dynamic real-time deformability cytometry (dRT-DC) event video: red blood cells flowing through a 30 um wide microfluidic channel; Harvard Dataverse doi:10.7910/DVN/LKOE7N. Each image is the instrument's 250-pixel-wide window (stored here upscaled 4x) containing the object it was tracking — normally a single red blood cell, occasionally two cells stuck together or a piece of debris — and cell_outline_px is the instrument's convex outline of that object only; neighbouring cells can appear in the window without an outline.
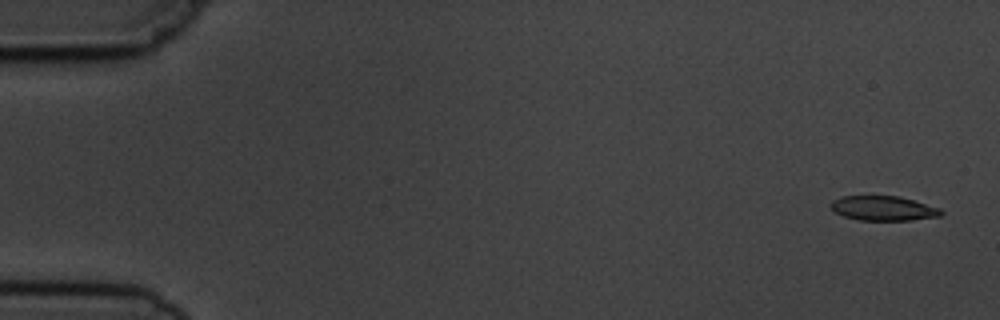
{"species": "common noctule bat (a hibernating species)", "species_latin": "Nyctalus noctula", "temperature_condition": "cold", "stored_images_in_passage": 4, "camera_frame_rate_fps": 3000, "um_per_image_px": 0.085, "animal": {"sex": "male", "body_mass_g": 19.5, "forearm_length_mm": 54.6}, "frame": {"image": 1, "passage_image": 1, "time_ms": 0.0, "image_size_px": [1000, 320], "cell_outline_px": [[944, 212], [940, 216], [912, 220], [860, 220], [844, 216], [832, 212], [828, 204], [832, 200], [844, 196], [900, 196], [940, 208]], "centroid_in_image_um": [75.05, 17.7], "position_along_channel_um": 10.0, "area_um2": 15.95}}